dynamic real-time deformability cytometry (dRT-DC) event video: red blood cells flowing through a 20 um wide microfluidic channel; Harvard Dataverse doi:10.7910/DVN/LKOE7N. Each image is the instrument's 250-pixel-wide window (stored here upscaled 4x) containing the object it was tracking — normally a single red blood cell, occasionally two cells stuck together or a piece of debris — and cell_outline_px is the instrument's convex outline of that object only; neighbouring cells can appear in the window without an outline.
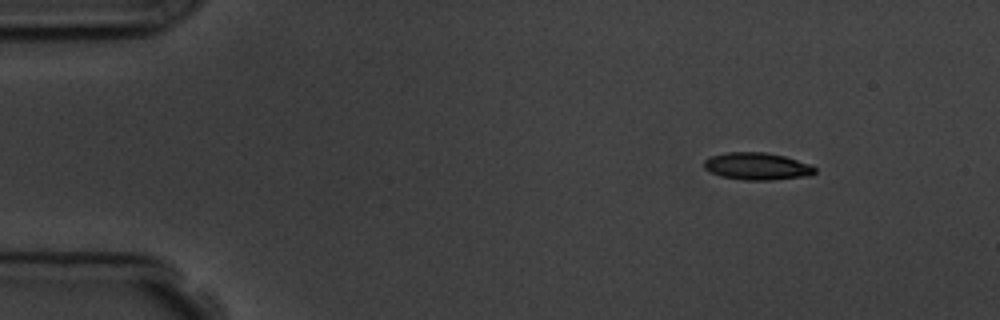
{"species": "common noctule bat (a hibernating species)", "species_latin": "Nyctalus noctula", "temperature_condition": "room temperature", "stored_images_in_passage": 3, "camera_frame_rate_fps": 3000, "um_per_image_px": 0.085, "animal": {"sex": "male", "body_mass_g": 19.5, "forearm_length_mm": 54.6}, "frame": {"image": 1, "passage_image": 1, "time_ms": 0.0, "image_size_px": [1000, 320], "cell_outline_px": [[816, 172], [812, 176], [772, 180], [744, 180], [720, 176], [704, 168], [704, 160], [712, 156], [724, 152], [764, 152], [784, 156], [812, 164], [816, 168]], "centroid_in_image_um": [64.4, 14.14], "position_along_channel_um": 20.6, "area_um2": 17.8}}